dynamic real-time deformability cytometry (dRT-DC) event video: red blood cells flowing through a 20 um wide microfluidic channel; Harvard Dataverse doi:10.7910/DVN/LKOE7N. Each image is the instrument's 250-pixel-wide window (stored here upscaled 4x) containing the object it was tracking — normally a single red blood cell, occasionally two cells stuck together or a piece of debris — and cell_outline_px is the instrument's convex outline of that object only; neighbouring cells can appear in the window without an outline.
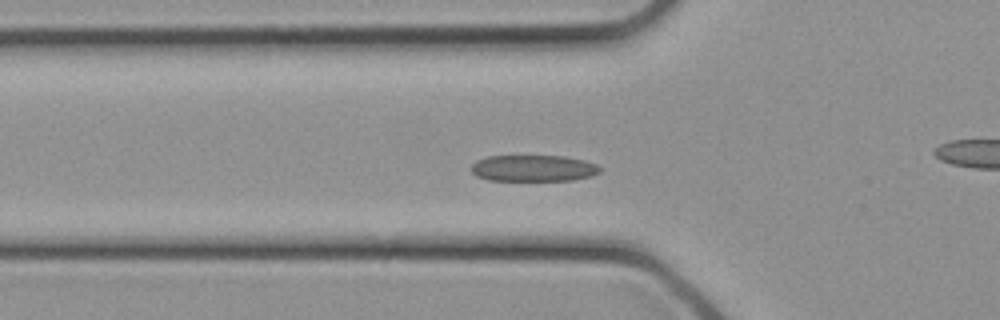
{"species": "common noctule bat (a hibernating species)", "species_latin": "Nyctalus noctula", "temperature_condition": "cold", "stored_images_in_passage": 32, "camera_frame_rate_fps": 3000, "um_per_image_px": 0.085, "animal": {"sex": "female", "body_mass_g": 21.9}, "frame": {"image": 1, "passage_image": 10, "time_ms": 3.0, "image_size_px": [1000, 320], "cell_outline_px": [[600, 172], [592, 176], [572, 180], [488, 180], [476, 176], [472, 172], [472, 164], [476, 160], [488, 156], [564, 156], [584, 160], [596, 164], [600, 168]], "centroid_in_image_um": [45.33, 14.3], "position_along_channel_um": 80.5, "area_um2": 19.77}}
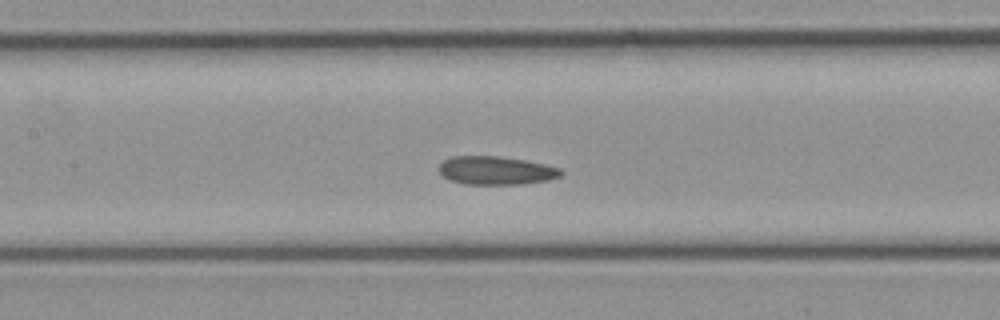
{"frame": {"image": 2, "passage_image": 14, "time_ms": 4.333, "image_size_px": [1000, 320], "cell_outline_px": [[564, 172], [560, 176], [548, 180], [524, 184], [464, 184], [448, 180], [440, 172], [440, 164], [444, 160], [452, 156], [500, 156], [524, 160], [544, 164], [560, 168]], "centroid_in_image_um": [42.17, 14.49], "position_along_channel_um": 165.2, "area_um2": 20.17}}
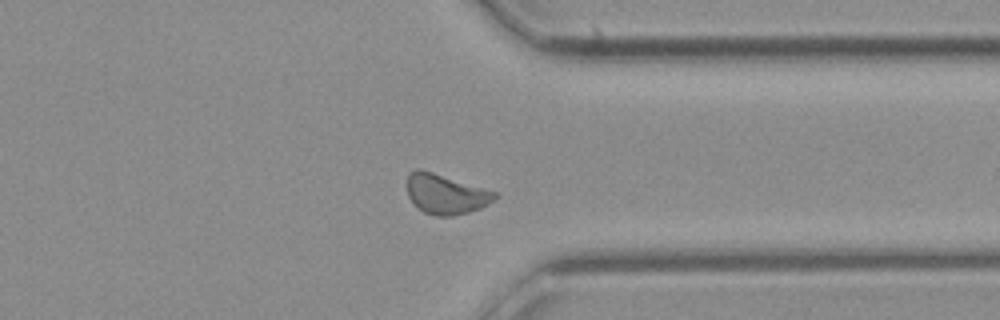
{"frame": {"image": 3, "passage_image": 24, "time_ms": 7.667, "image_size_px": [1000, 320], "cell_outline_px": [[496, 200], [480, 208], [468, 212], [452, 216], [436, 216], [424, 212], [408, 196], [408, 172], [416, 168], [420, 168], [496, 192]], "centroid_in_image_um": [37.88, 16.49], "position_along_channel_um": 373.5, "area_um2": 20.11}}